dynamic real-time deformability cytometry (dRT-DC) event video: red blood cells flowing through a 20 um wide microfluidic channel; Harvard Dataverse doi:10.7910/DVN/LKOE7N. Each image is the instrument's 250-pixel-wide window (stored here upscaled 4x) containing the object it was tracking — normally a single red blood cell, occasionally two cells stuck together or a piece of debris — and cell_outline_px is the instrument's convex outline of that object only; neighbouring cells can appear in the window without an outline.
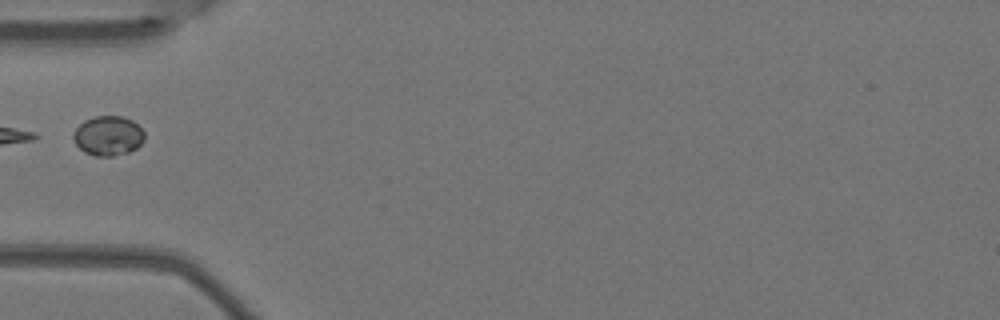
{"species": "Egyptian fruit bat (a non-hibernating species)", "species_latin": "Rousettus aegyptiacus", "temperature_condition": "warm", "stored_images_in_passage": 2, "camera_frame_rate_fps": 3000, "um_per_image_px": 0.085, "animal": {"sex": "female"}, "frame": {"image": 1, "passage_image": 2, "time_ms": 0.333, "image_size_px": [1000, 320], "cell_outline_px": [[144, 140], [136, 148], [128, 152], [112, 156], [96, 156], [84, 152], [76, 144], [72, 136], [76, 128], [84, 120], [96, 116], [120, 116], [132, 120], [144, 132]], "centroid_in_image_um": [9.18, 11.54], "position_along_channel_um": 75.8, "area_um2": 16.3}}